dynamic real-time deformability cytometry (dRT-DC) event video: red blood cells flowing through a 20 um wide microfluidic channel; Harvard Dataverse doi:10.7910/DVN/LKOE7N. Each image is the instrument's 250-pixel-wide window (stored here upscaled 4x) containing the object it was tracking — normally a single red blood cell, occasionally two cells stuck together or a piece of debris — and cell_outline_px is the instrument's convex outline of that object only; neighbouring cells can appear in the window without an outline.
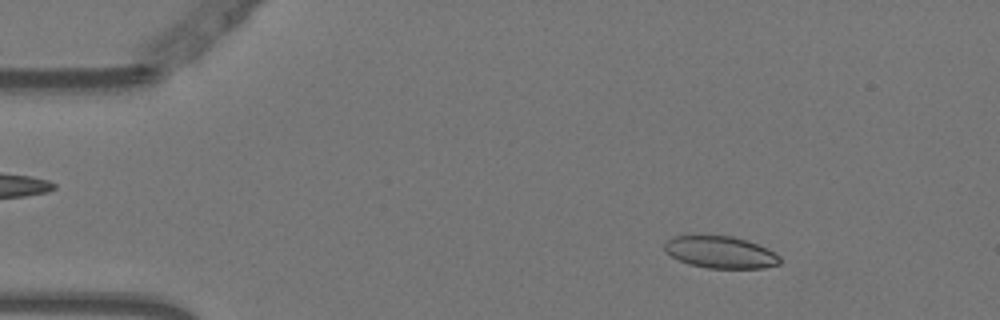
{"species": "Egyptian fruit bat (a non-hibernating species)", "species_latin": "Rousettus aegyptiacus", "temperature_condition": "warm", "stored_images_in_passage": 53, "camera_frame_rate_fps": 3000, "um_per_image_px": 0.085, "animal": {"sex": "female"}, "frame": {"image": 1, "passage_image": 7, "time_ms": 2.0, "image_size_px": [1000, 320], "cell_outline_px": [[780, 264], [764, 268], [708, 268], [688, 264], [672, 256], [664, 248], [664, 244], [672, 236], [732, 236], [748, 240], [768, 248], [776, 252], [780, 256]], "centroid_in_image_um": [61.29, 21.44], "position_along_channel_um": 23.7, "area_um2": 21.5}}
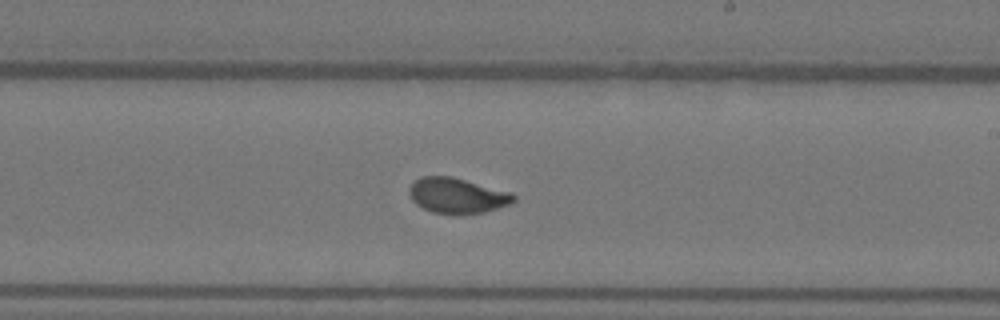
{"frame": {"image": 2, "passage_image": 31, "time_ms": 10.0, "image_size_px": [1000, 320], "cell_outline_px": [[516, 200], [508, 204], [484, 212], [432, 212], [416, 204], [412, 200], [408, 192], [408, 188], [420, 176], [452, 176], [512, 192], [516, 196]], "centroid_in_image_um": [38.85, 16.58], "position_along_channel_um": 250.1, "area_um2": 21.1}}
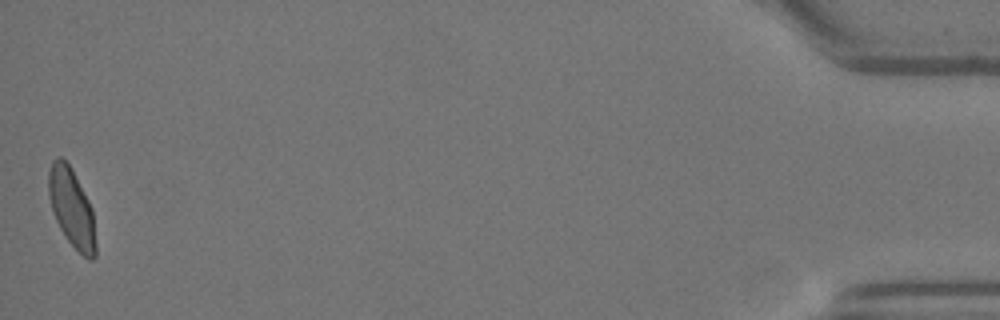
{"frame": {"image": 3, "passage_image": 53, "time_ms": 17.333, "image_size_px": [1000, 320], "cell_outline_px": [[96, 256], [92, 260], [88, 260], [68, 240], [60, 228], [52, 212], [48, 196], [48, 172], [52, 160], [56, 156], [60, 156], [72, 168], [92, 208], [96, 244]], "centroid_in_image_um": [6.08, 17.65], "position_along_channel_um": 429.1, "area_um2": 21.62}, "authors_computed_cell_mechanics": {"area_um2": 21.5594, "velocity_mm_per_s": 3.7429, "shape_relaxation_time_tau1_ms": 6.5711, "shape_relaxation_time_tau2_ms": null, "deformation_change_tau1": 0.1675, "deformation_change_tau2": null}}